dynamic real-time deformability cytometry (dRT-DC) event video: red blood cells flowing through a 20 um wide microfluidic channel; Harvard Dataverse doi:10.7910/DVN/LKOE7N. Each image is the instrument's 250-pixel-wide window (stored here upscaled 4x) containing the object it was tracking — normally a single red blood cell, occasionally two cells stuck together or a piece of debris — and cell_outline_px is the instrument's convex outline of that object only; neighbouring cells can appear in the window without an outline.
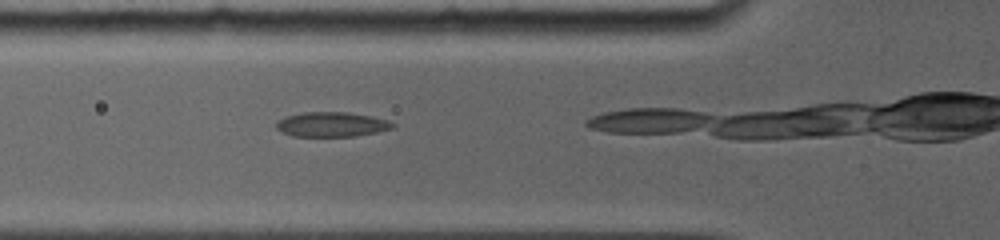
{"species": "common noctule bat (a hibernating species)", "species_latin": "Nyctalus noctula", "temperature_condition": "room temperature", "stored_images_in_passage": 5, "camera_frame_rate_fps": 5000, "um_per_image_px": 0.085, "animal": {"sex": "female", "body_mass_g": 19.0, "forearm_length_mm": 56.7}, "frame": {"image": 1, "passage_image": 2, "time_ms": 0.6, "image_size_px": [1000, 240], "cell_outline_px": [[396, 124], [392, 128], [376, 132], [352, 136], [292, 136], [276, 128], [276, 120], [284, 116], [304, 112], [348, 112], [372, 116], [388, 120]], "centroid_in_image_um": [28.17, 10.56], "position_along_channel_um": 97.6, "area_um2": 16.76}}